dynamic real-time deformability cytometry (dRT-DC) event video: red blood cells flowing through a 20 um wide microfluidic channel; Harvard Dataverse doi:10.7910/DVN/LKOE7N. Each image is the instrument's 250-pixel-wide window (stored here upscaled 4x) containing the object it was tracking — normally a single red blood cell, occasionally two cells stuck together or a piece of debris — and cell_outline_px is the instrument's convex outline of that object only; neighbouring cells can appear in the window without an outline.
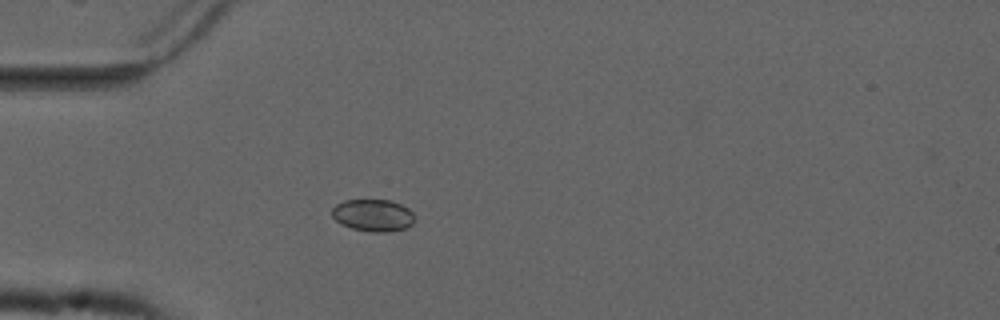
{"species": "common noctule bat (a hibernating species)", "species_latin": "Nyctalus noctula", "temperature_condition": "cold", "stored_images_in_passage": 40, "camera_frame_rate_fps": 3000, "um_per_image_px": 0.085, "animal": {"sex": "male", "forearm_length_mm": 52.5}, "frame": {"image": 1, "passage_image": 1, "time_ms": 0.0, "image_size_px": [1000, 320], "cell_outline_px": [[416, 216], [412, 224], [404, 228], [388, 232], [372, 232], [352, 228], [340, 224], [332, 216], [332, 208], [336, 204], [344, 200], [392, 200], [408, 208]], "centroid_in_image_um": [31.71, 18.29], "position_along_channel_um": 53.3, "area_um2": 15.55}}
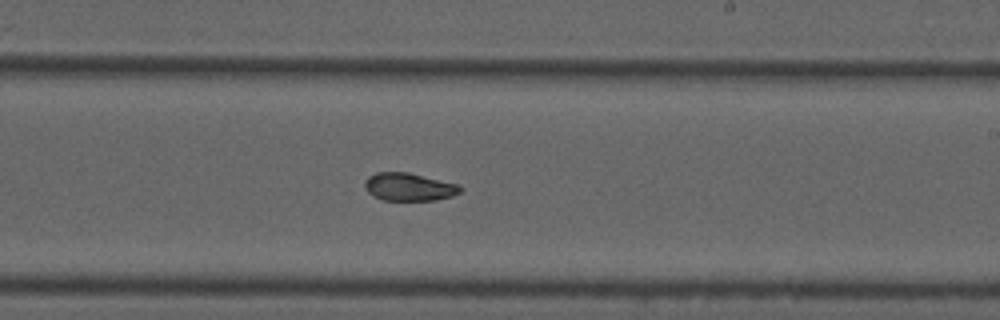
{"frame": {"image": 2, "passage_image": 18, "time_ms": 5.667, "image_size_px": [1000, 320], "cell_outline_px": [[464, 188], [460, 192], [452, 196], [436, 200], [384, 200], [372, 196], [368, 192], [364, 184], [364, 180], [368, 176], [376, 172], [408, 172], [456, 184]], "centroid_in_image_um": [34.73, 15.89], "position_along_channel_um": 254.3, "area_um2": 15.49}}
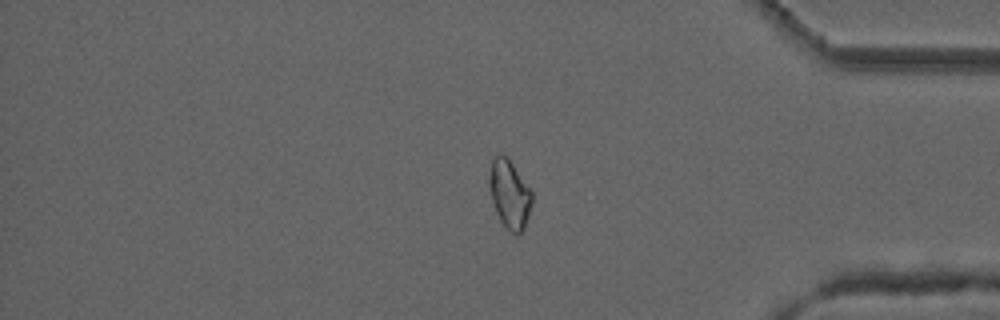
{"frame": {"image": 3, "passage_image": 31, "time_ms": 10.0, "image_size_px": [1000, 320], "cell_outline_px": [[532, 200], [528, 216], [524, 228], [520, 232], [512, 232], [500, 220], [496, 212], [492, 200], [488, 184], [488, 180], [492, 160], [500, 152], [508, 156], [532, 192]], "centroid_in_image_um": [43.29, 16.43], "position_along_channel_um": 391.9, "area_um2": 16.82}, "authors_computed_cell_mechanics": {"area_um2": 16.184, "velocity_mm_per_s": 3.7122, "shape_relaxation_time_tau1_ms": null, "shape_relaxation_time_tau2_ms": 1.849, "deformation_change_tau1": null, "deformation_change_tau2": 0.0629}}